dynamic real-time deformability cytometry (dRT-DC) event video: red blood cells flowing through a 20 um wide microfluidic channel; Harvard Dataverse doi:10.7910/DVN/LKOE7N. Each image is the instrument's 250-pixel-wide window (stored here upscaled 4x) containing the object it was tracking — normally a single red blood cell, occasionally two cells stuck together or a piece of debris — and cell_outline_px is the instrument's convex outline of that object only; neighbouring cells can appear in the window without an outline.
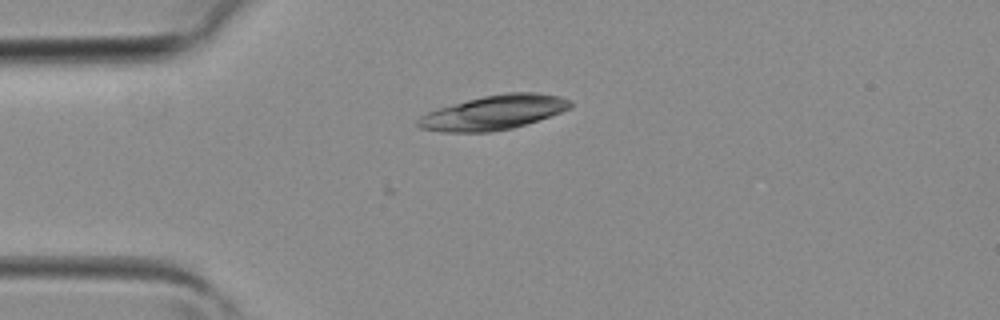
{"species": "common noctule bat (a hibernating species)", "species_latin": "Nyctalus noctula", "temperature_condition": "room temperature", "stored_images_in_passage": 4, "segment_of_instrument_passage": [2, 2], "camera_frame_rate_fps": 3000, "um_per_image_px": 0.085, "animal": {"sex": "female", "body_mass_g": 19.3, "forearm_length_mm": 54.1}, "frame": {"image": 1, "passage_image": 4, "time_ms": 1.0, "image_size_px": [1000, 320], "cell_outline_px": [[572, 104], [568, 108], [560, 112], [512, 128], [488, 132], [444, 132], [420, 128], [416, 124], [416, 120], [420, 116], [436, 108], [484, 96], [508, 92], [536, 92], [560, 96], [568, 100]], "centroid_in_image_um": [41.9, 9.56], "position_along_channel_um": 43.1, "area_um2": 30.17}}